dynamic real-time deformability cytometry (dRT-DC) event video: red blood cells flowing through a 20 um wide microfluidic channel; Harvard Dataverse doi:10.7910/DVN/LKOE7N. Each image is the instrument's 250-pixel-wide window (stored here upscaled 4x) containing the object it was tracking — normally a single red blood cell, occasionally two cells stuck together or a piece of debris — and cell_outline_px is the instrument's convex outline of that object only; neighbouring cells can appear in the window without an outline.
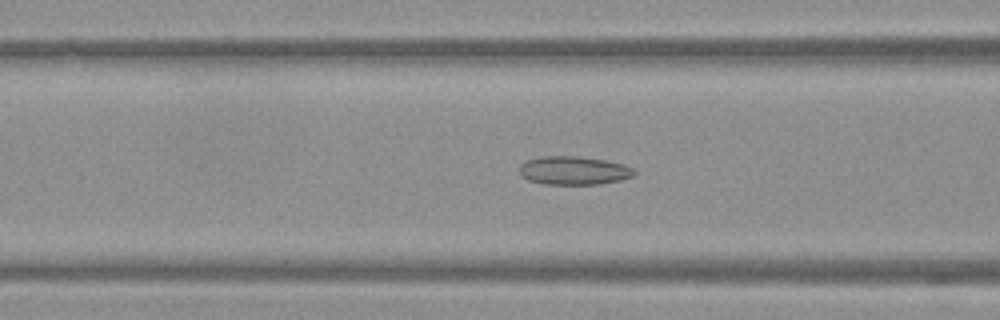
{"species": "Egyptian fruit bat (a non-hibernating species)", "species_latin": "Rousettus aegyptiacus", "temperature_condition": "warm", "stored_images_in_passage": 55, "camera_frame_rate_fps": 3000, "um_per_image_px": 0.085, "frame": {"image": 1, "passage_image": 22, "time_ms": 7.0, "image_size_px": [1000, 320], "cell_outline_px": [[636, 172], [632, 176], [620, 180], [600, 184], [544, 184], [528, 180], [520, 176], [520, 164], [524, 160], [544, 156], [576, 156], [604, 160], [624, 164], [632, 168]], "centroid_in_image_um": [48.73, 14.49], "position_along_channel_um": 117.9, "area_um2": 19.07}}
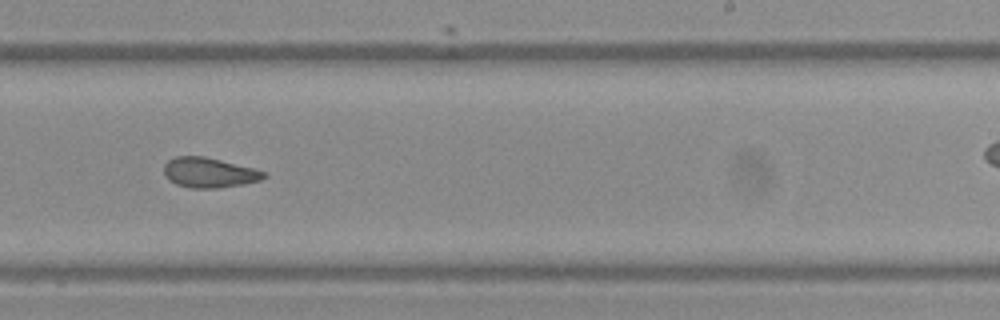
{"frame": {"image": 2, "passage_image": 34, "time_ms": 11.0, "image_size_px": [1000, 320], "cell_outline_px": [[268, 176], [260, 180], [244, 184], [220, 188], [192, 188], [176, 184], [168, 180], [164, 176], [164, 164], [168, 160], [176, 156], [204, 156], [268, 172]], "centroid_in_image_um": [17.77, 14.68], "position_along_channel_um": 271.2, "area_um2": 17.57}}
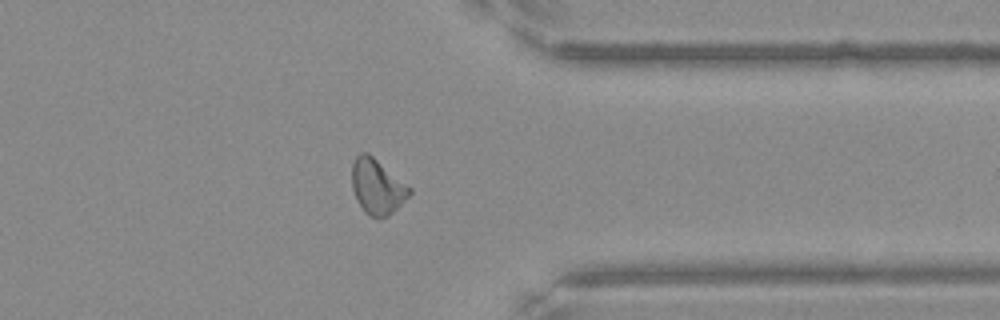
{"frame": {"image": 3, "passage_image": 43, "time_ms": 14.0, "image_size_px": [1000, 320], "cell_outline_px": [[412, 192], [388, 216], [372, 216], [364, 212], [356, 200], [352, 188], [352, 164], [356, 156], [360, 152], [368, 152], [412, 188]], "centroid_in_image_um": [32.04, 15.83], "position_along_channel_um": 379.4, "area_um2": 18.32}, "authors_computed_cell_mechanics": {"area_um2": 18.5538, "velocity_mm_per_s": 3.8389, "shape_relaxation_time_tau1_ms": null, "shape_relaxation_time_tau2_ms": 2.2358, "deformation_change_tau1": null, "deformation_change_tau2": 0.0888}}